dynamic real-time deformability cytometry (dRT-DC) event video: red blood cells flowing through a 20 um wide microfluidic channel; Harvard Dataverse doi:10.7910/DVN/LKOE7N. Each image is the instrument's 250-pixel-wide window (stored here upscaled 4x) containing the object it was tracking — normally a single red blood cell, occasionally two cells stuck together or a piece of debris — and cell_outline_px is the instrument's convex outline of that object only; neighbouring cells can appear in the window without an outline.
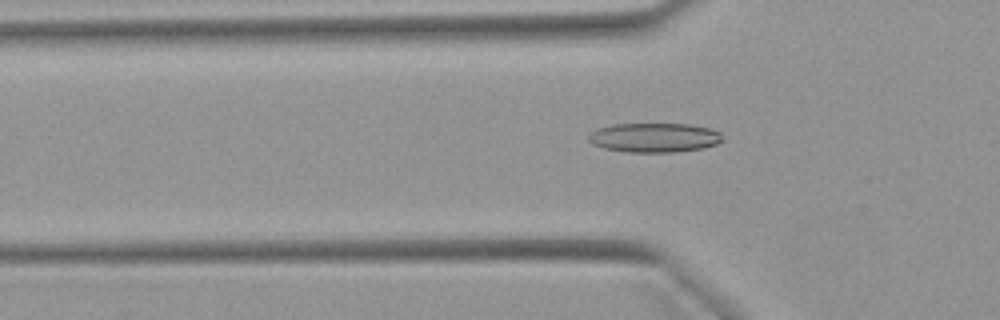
{"species": "Egyptian fruit bat (a non-hibernating species)", "species_latin": "Rousettus aegyptiacus", "temperature_condition": "warm", "stored_images_in_passage": 38, "camera_frame_rate_fps": 3000, "um_per_image_px": 0.085, "animal": {"sex": "female"}, "frame": {"image": 1, "passage_image": 3, "time_ms": 0.667, "image_size_px": [1000, 320], "cell_outline_px": [[724, 140], [716, 144], [704, 148], [676, 152], [628, 152], [604, 148], [592, 144], [588, 140], [588, 132], [596, 128], [612, 124], [692, 124], [712, 128], [720, 132]], "centroid_in_image_um": [55.62, 11.69], "position_along_channel_um": 70.2, "area_um2": 23.29}}
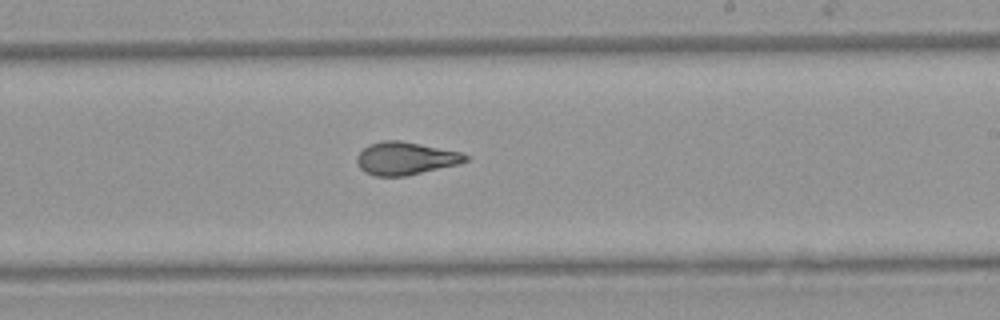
{"frame": {"image": 2, "passage_image": 17, "time_ms": 5.333, "image_size_px": [1000, 320], "cell_outline_px": [[468, 160], [460, 164], [404, 176], [376, 176], [364, 172], [360, 168], [356, 160], [356, 156], [368, 144], [384, 140], [400, 140], [460, 152], [468, 156]], "centroid_in_image_um": [34.44, 13.46], "position_along_channel_um": 254.6, "area_um2": 20.69}}
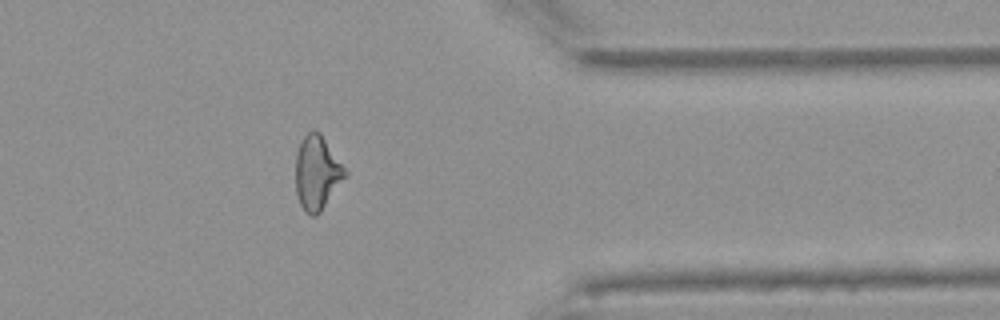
{"frame": {"image": 3, "passage_image": 28, "time_ms": 9.0, "image_size_px": [1000, 320], "cell_outline_px": [[348, 172], [320, 212], [316, 216], [312, 216], [304, 212], [300, 204], [296, 192], [296, 152], [300, 140], [312, 128], [320, 132]], "centroid_in_image_um": [26.92, 14.66], "position_along_channel_um": 384.5, "area_um2": 21.27}, "authors_computed_cell_mechanics": {"area_um2": 20.9814, "velocity_mm_per_s": 3.9493, "shape_relaxation_time_tau1_ms": 7.793, "shape_relaxation_time_tau2_ms": 1.5317, "deformation_change_tau1": 0.1992, "deformation_change_tau2": 0.0893}}